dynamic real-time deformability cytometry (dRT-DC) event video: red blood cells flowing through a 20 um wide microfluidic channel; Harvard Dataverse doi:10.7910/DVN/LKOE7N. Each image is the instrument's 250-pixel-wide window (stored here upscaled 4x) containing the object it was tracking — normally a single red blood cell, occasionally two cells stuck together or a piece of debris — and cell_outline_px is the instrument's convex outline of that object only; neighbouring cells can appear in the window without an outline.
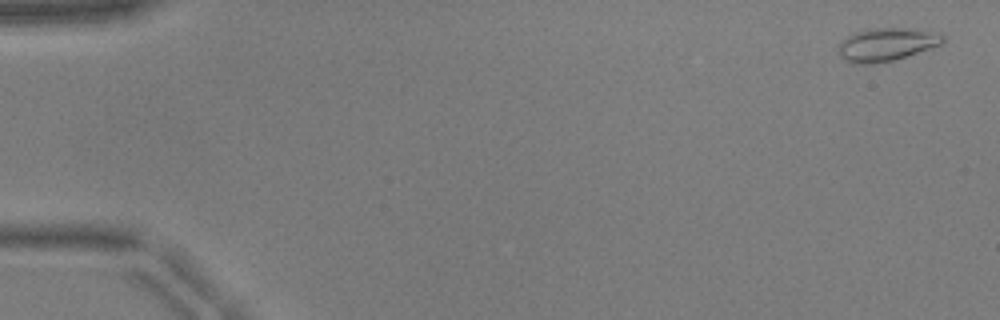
{"species": "common noctule bat (a hibernating species)", "species_latin": "Nyctalus noctula", "temperature_condition": "warm", "stored_images_in_passage": 52, "camera_frame_rate_fps": 3000, "um_per_image_px": 0.085, "animal": {"sex": "male", "body_mass_g": 17.9, "forearm_length_mm": 54.2}, "frame": {"image": 1, "passage_image": 2, "time_ms": 0.333, "image_size_px": [1000, 320], "cell_outline_px": [[944, 40], [940, 44], [932, 48], [892, 60], [872, 64], [852, 64], [840, 56], [836, 48], [840, 40], [852, 32], [872, 28], [904, 28], [932, 32], [944, 36]], "centroid_in_image_um": [75.25, 3.78], "position_along_channel_um": 9.8, "area_um2": 20.17}}
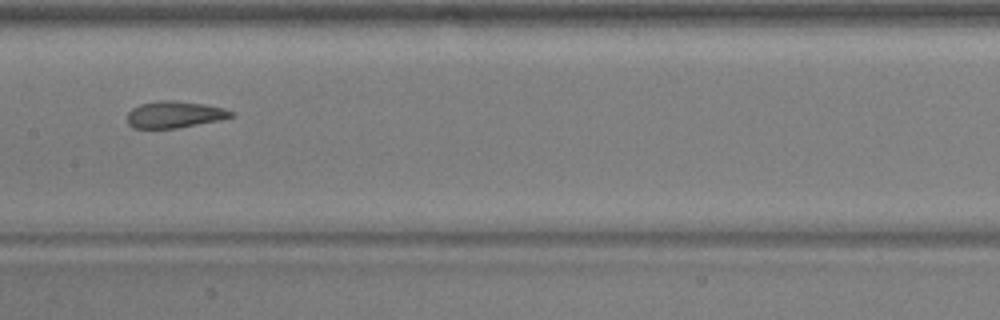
{"frame": {"image": 2, "passage_image": 27, "time_ms": 8.667, "image_size_px": [1000, 320], "cell_outline_px": [[236, 112], [232, 116], [220, 120], [176, 128], [132, 128], [128, 124], [128, 112], [132, 108], [140, 104], [160, 100], [172, 100], [204, 104], [224, 108]], "centroid_in_image_um": [14.83, 9.73], "position_along_channel_um": 192.6, "area_um2": 16.13}}
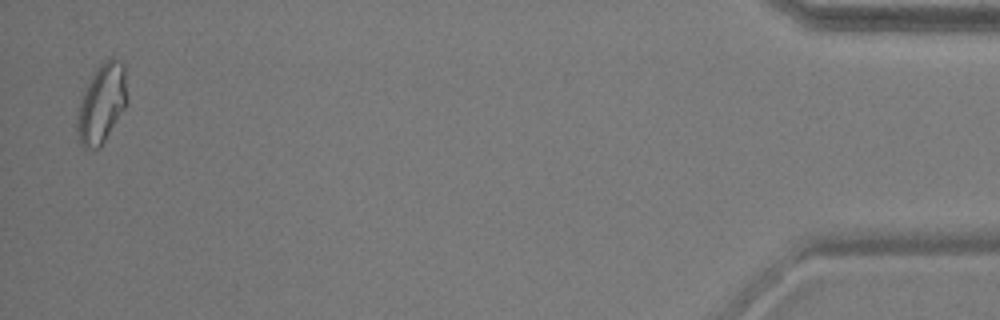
{"frame": {"image": 3, "passage_image": 51, "time_ms": 16.667, "image_size_px": [1000, 320], "cell_outline_px": [[128, 104], [100, 148], [84, 148], [80, 144], [76, 128], [76, 124], [80, 104], [84, 92], [100, 60], [112, 56], [120, 60], [124, 64], [128, 96]], "centroid_in_image_um": [8.69, 8.76], "position_along_channel_um": 426.5, "area_um2": 23.35}, "authors_computed_cell_mechanics": {"area_um2": 17.8313, "velocity_mm_per_s": 3.9478, "shape_relaxation_time_tau1_ms": null, "shape_relaxation_time_tau2_ms": 1.4351, "deformation_change_tau1": null, "deformation_change_tau2": 0.0772}}